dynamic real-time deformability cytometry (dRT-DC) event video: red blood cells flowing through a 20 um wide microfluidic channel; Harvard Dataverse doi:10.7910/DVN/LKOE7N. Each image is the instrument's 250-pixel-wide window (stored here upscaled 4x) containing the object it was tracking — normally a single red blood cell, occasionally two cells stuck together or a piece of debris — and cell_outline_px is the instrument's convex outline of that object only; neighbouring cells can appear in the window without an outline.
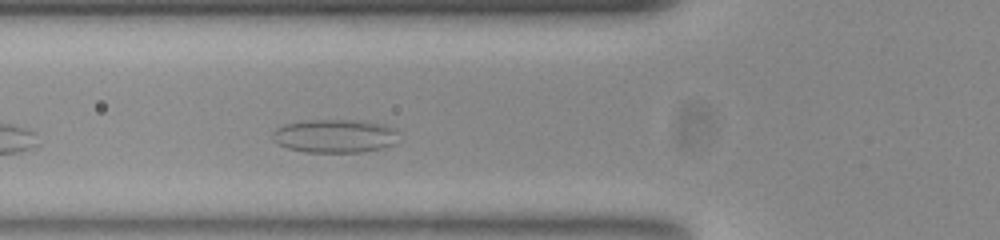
{"species": "common noctule bat (a hibernating species)", "species_latin": "Nyctalus noctula", "temperature_condition": "room temperature", "stored_images_in_passage": 31, "camera_frame_rate_fps": 3000, "um_per_image_px": 0.085, "animal": {"sex": "female", "body_mass_g": 23.0, "forearm_length_mm": 53.4}, "frame": {"image": 1, "passage_image": 6, "time_ms": 1.667, "image_size_px": [1000, 240], "cell_outline_px": [[396, 132], [392, 144], [380, 148], [360, 152], [304, 152], [288, 148], [280, 144], [272, 136], [272, 132], [276, 128], [284, 124], [308, 120], [364, 120], [384, 124], [392, 128]], "centroid_in_image_um": [28.41, 11.54], "position_along_channel_um": 97.4, "area_um2": 24.28}}
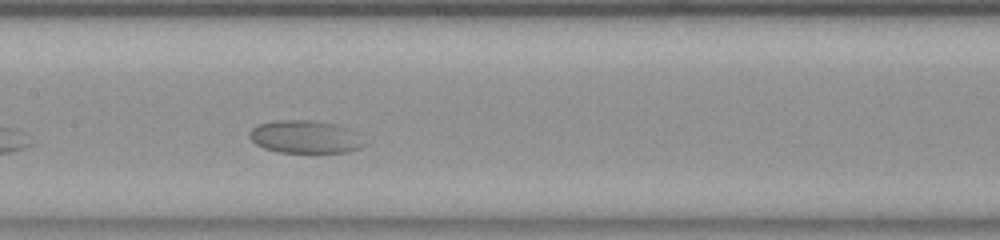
{"frame": {"image": 2, "passage_image": 13, "time_ms": 4.0, "image_size_px": [1000, 240], "cell_outline_px": [[364, 144], [360, 148], [348, 152], [280, 152], [264, 148], [256, 144], [248, 136], [248, 132], [252, 128], [260, 124], [280, 120], [308, 120], [336, 124], [348, 128]], "centroid_in_image_um": [25.88, 11.63], "position_along_channel_um": 181.5, "area_um2": 21.5}}
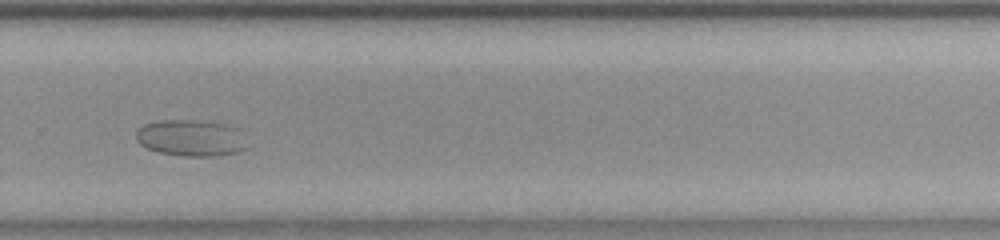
{"frame": {"image": 3, "passage_image": 24, "time_ms": 7.667, "image_size_px": [1000, 240], "cell_outline_px": [[248, 148], [240, 152], [220, 156], [184, 156], [156, 152], [140, 144], [136, 140], [136, 132], [144, 124], [160, 120], [196, 120], [224, 124], [236, 128]], "centroid_in_image_um": [16.21, 11.74], "position_along_channel_um": 313.6, "area_um2": 23.58}}